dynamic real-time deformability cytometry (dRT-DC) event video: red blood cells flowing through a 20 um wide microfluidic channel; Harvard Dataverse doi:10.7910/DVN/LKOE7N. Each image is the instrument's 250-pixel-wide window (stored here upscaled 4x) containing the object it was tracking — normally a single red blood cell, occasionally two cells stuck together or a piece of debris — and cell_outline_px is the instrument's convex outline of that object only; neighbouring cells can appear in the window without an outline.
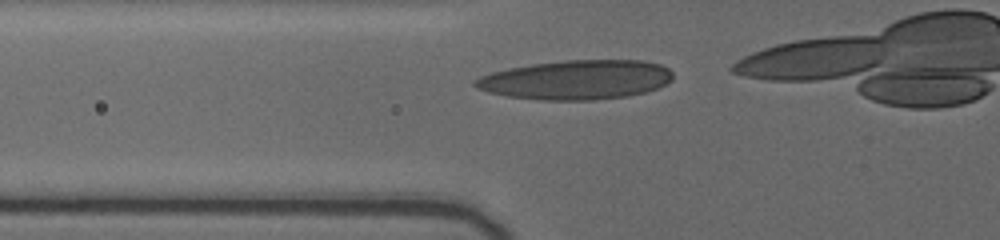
{"species": "human", "species_latin": "Homo sapiens", "temperature_condition": "cold", "stored_images_in_passage": 10, "camera_frame_rate_fps": 3000, "um_per_image_px": 0.085, "donor": {"sex": "female"}, "frame": {"image": 1, "passage_image": 3, "time_ms": 0.333, "image_size_px": [1000, 240], "cell_outline_px": [[672, 80], [648, 92], [628, 96], [592, 100], [540, 100], [508, 96], [488, 92], [476, 88], [472, 84], [472, 80], [480, 76], [492, 72], [508, 68], [532, 64], [564, 60], [644, 60], [660, 64], [668, 68], [672, 72]], "centroid_in_image_um": [48.97, 6.78], "position_along_channel_um": 76.8, "area_um2": 45.6}}
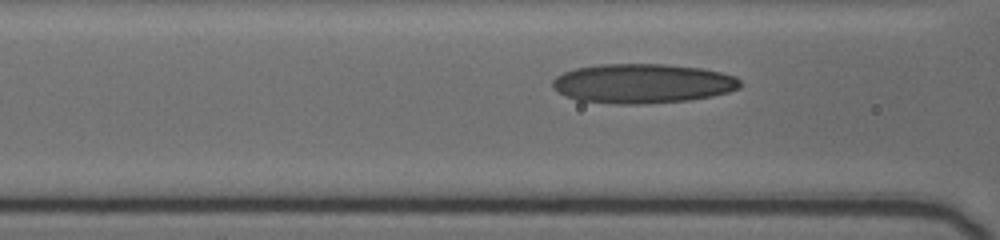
{"frame": {"image": 2, "passage_image": 6, "time_ms": 1.333, "image_size_px": [1000, 240], "cell_outline_px": [[740, 88], [728, 92], [712, 96], [688, 100], [648, 104], [616, 104], [576, 100], [552, 88], [552, 80], [556, 76], [564, 72], [576, 68], [600, 64], [664, 64], [700, 68], [720, 72], [736, 76], [740, 80]], "centroid_in_image_um": [54.61, 7.1], "position_along_channel_um": 112.0, "area_um2": 43.23}}